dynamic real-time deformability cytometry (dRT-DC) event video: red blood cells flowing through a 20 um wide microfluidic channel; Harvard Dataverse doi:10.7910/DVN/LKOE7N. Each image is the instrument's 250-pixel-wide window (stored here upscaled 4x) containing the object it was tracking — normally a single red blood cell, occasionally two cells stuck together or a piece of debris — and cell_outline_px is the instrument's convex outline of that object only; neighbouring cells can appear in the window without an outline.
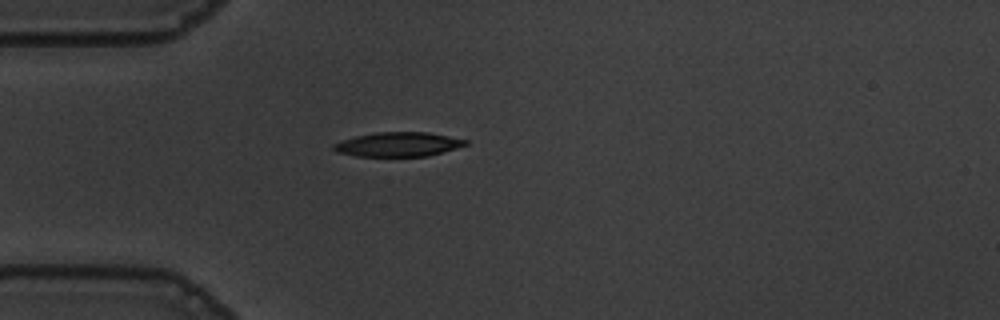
{"species": "common noctule bat (a hibernating species)", "species_latin": "Nyctalus noctula", "temperature_condition": "warm", "stored_images_in_passage": 41, "camera_frame_rate_fps": 3000, "um_per_image_px": 0.085, "animal": {"sex": "male", "body_mass_g": 19.5, "forearm_length_mm": 54.6}, "frame": {"image": 1, "passage_image": 1, "time_ms": 0.0, "image_size_px": [1000, 320], "cell_outline_px": [[468, 144], [456, 148], [428, 156], [356, 156], [336, 152], [332, 148], [332, 144], [356, 136], [376, 132], [428, 132], [468, 140]], "centroid_in_image_um": [33.84, 12.27], "position_along_channel_um": 51.2, "area_um2": 18.61}}
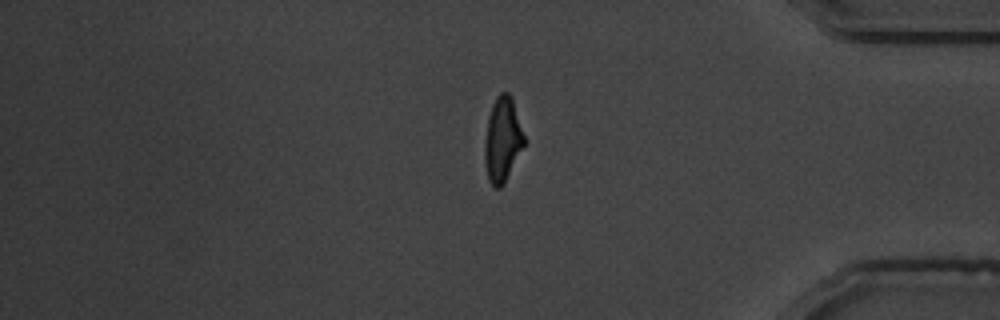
{"frame": {"image": 2, "passage_image": 32, "time_ms": 10.333, "image_size_px": [1000, 320], "cell_outline_px": [[524, 144], [504, 184], [500, 188], [496, 188], [488, 180], [484, 160], [484, 144], [488, 116], [492, 104], [496, 96], [500, 92], [508, 92], [512, 96], [524, 136]], "centroid_in_image_um": [42.69, 11.85], "position_along_channel_um": 392.5, "area_um2": 19.42}}
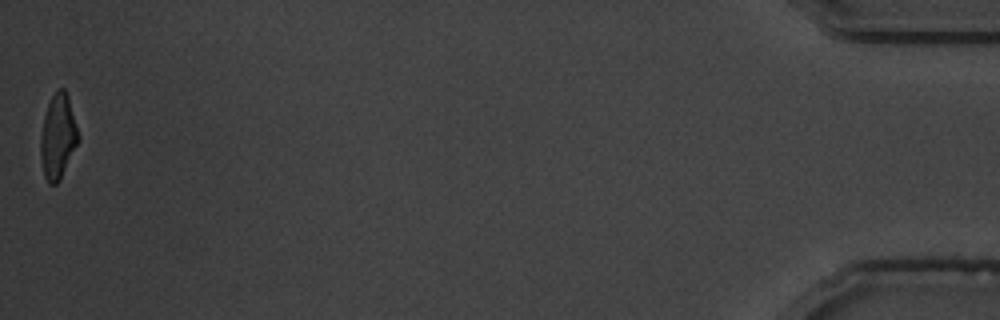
{"frame": {"image": 3, "passage_image": 41, "time_ms": 13.333, "image_size_px": [1000, 320], "cell_outline_px": [[80, 140], [60, 180], [56, 184], [48, 184], [44, 176], [40, 156], [40, 136], [44, 116], [48, 104], [52, 96], [60, 88], [64, 88], [68, 96], [80, 136]], "centroid_in_image_um": [4.93, 11.65], "position_along_channel_um": 430.3, "area_um2": 18.73}, "authors_computed_cell_mechanics": {"area_um2": 19.8254, "velocity_mm_per_s": 3.6332, "shape_relaxation_time_tau1_ms": 4.3026, "shape_relaxation_time_tau2_ms": 1.3261, "deformation_change_tau1": 0.1882, "deformation_change_tau2": 0.0838}}